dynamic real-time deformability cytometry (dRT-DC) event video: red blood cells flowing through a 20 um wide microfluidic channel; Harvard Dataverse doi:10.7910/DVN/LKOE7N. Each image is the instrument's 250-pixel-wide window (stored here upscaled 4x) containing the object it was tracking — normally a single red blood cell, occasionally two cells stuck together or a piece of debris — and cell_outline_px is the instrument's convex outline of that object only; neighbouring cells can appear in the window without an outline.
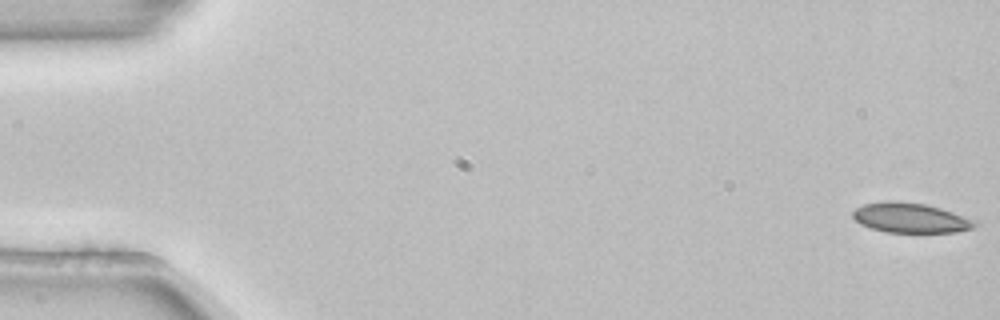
{"species": "common noctule bat (a hibernating species)", "species_latin": "Nyctalus noctula", "temperature_condition": "room temperature", "stored_images_in_passage": 54, "camera_frame_rate_fps": 3000, "um_per_image_px": 0.085, "animal": {"sex": "female", "body_mass_g": 22.7, "forearm_length_mm": 54.2}, "frame": {"image": 1, "passage_image": 1, "time_ms": 0.0, "image_size_px": [1000, 320], "cell_outline_px": [[980, 224], [972, 228], [956, 232], [884, 232], [860, 224], [852, 216], [852, 212], [856, 208], [864, 204], [884, 200], [896, 200], [924, 204], [940, 208], [976, 220]], "centroid_in_image_um": [77.38, 18.51], "position_along_channel_um": 7.6, "area_um2": 21.33}}
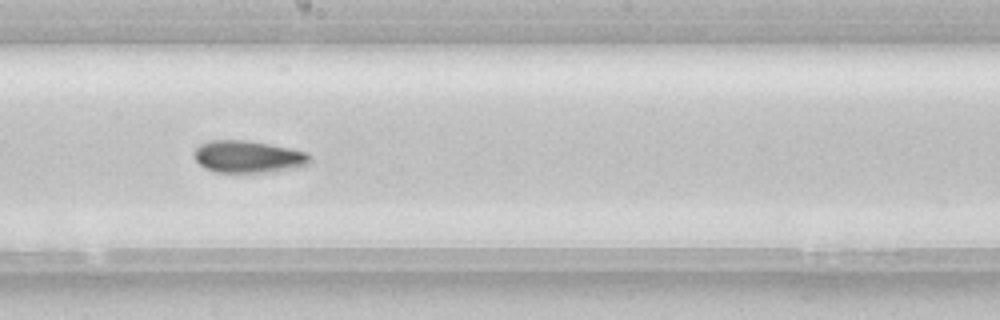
{"frame": {"image": 2, "passage_image": 30, "time_ms": 9.667, "image_size_px": [1000, 320], "cell_outline_px": [[312, 160], [308, 164], [300, 168], [276, 172], [216, 172], [204, 168], [196, 160], [196, 148], [200, 144], [208, 140], [248, 140], [308, 152], [312, 156]], "centroid_in_image_um": [21.17, 13.33], "position_along_channel_um": 227.0, "area_um2": 21.91}}
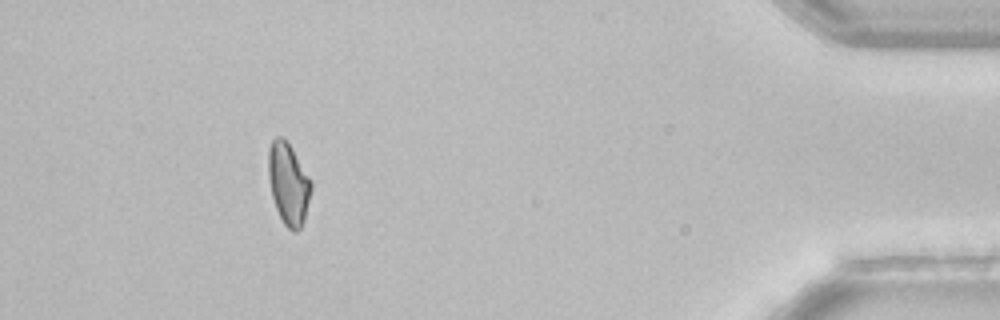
{"frame": {"image": 3, "passage_image": 49, "time_ms": 16.0, "image_size_px": [1000, 320], "cell_outline_px": [[312, 188], [304, 220], [300, 228], [296, 232], [292, 232], [284, 224], [276, 208], [272, 196], [268, 176], [268, 152], [272, 140], [276, 136], [280, 136], [292, 148], [312, 180]], "centroid_in_image_um": [24.52, 15.62], "position_along_channel_um": 410.7, "area_um2": 20.35}, "authors_computed_cell_mechanics": {"area_um2": 21.6461, "velocity_mm_per_s": 3.8534, "shape_relaxation_time_tau1_ms": 3.8074, "shape_relaxation_time_tau2_ms": 7.9094, "deformation_change_tau1": 0.0852, "deformation_change_tau2": 0.1037}}